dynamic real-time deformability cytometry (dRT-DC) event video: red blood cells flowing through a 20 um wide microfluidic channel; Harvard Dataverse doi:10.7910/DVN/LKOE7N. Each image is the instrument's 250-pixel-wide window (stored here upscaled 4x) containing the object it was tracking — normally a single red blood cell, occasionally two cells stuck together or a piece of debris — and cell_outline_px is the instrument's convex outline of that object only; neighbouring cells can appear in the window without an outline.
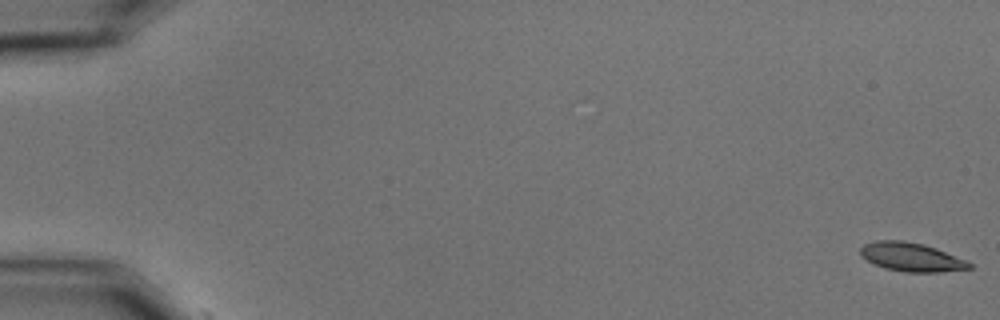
{"species": "common noctule bat (a hibernating species)", "species_latin": "Nyctalus noctula", "temperature_condition": "cold", "stored_images_in_passage": 3, "camera_frame_rate_fps": 3000, "um_per_image_px": 0.085, "animal": {"sex": "male", "body_mass_g": 15.6}, "frame": {"image": 1, "passage_image": 1, "time_ms": 0.0, "image_size_px": [1000, 320], "cell_outline_px": [[972, 268], [940, 272], [904, 272], [884, 268], [860, 256], [860, 248], [864, 244], [876, 240], [904, 240], [924, 244], [936, 248], [964, 260], [972, 264]], "centroid_in_image_um": [77.43, 21.84], "position_along_channel_um": 7.6, "area_um2": 18.15}}